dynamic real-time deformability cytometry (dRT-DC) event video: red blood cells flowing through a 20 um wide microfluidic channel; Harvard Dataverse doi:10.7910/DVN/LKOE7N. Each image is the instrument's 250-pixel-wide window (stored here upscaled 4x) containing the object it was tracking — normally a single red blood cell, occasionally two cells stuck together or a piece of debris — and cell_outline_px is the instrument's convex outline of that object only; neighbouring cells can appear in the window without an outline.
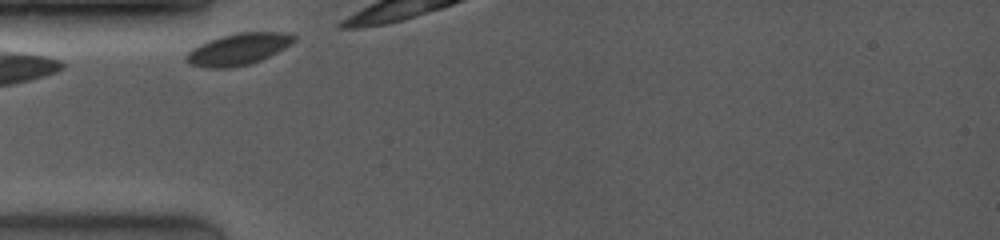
{"species": "common noctule bat (a hibernating species)", "species_latin": "Nyctalus noctula", "temperature_condition": "room temperature", "stored_images_in_passage": 34, "camera_frame_rate_fps": 4000, "um_per_image_px": 0.085, "animal": {"sex": "female", "body_mass_g": 19.0, "forearm_length_mm": 53.3}, "frame": {"image": 1, "passage_image": 1, "time_ms": 0.0, "image_size_px": [1000, 240], "cell_outline_px": [[296, 40], [284, 48], [268, 56], [248, 64], [228, 68], [212, 68], [192, 64], [184, 56], [192, 48], [208, 40], [220, 36], [240, 32], [280, 32], [296, 36]], "centroid_in_image_um": [20.24, 4.16], "position_along_channel_um": 64.8, "area_um2": 19.42}}